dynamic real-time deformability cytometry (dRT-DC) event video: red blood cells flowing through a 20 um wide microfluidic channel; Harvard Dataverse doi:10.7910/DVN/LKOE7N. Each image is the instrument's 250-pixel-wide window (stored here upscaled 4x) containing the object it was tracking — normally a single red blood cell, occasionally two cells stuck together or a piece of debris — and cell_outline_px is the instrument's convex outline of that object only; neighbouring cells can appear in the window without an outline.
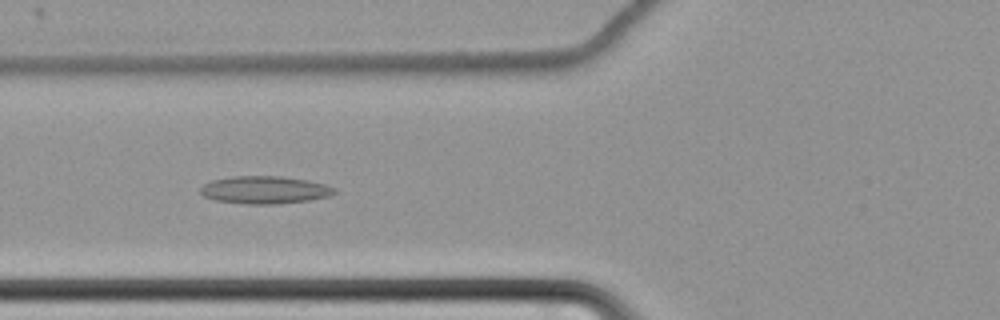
{"species": "common noctule bat (a hibernating species)", "species_latin": "Nyctalus noctula", "temperature_condition": "cold", "stored_images_in_passage": 65, "camera_frame_rate_fps": 3000, "um_per_image_px": 0.085, "animal": {"sex": "female", "body_mass_g": 22.7, "forearm_length_mm": 54.2}, "frame": {"image": 1, "passage_image": 29, "time_ms": 9.333, "image_size_px": [1000, 320], "cell_outline_px": [[336, 192], [328, 196], [308, 200], [276, 204], [244, 204], [216, 200], [204, 196], [200, 192], [200, 188], [204, 184], [212, 180], [232, 176], [280, 176], [308, 180], [324, 184], [336, 188]], "centroid_in_image_um": [22.49, 16.14], "position_along_channel_um": 103.3, "area_um2": 21.5}}
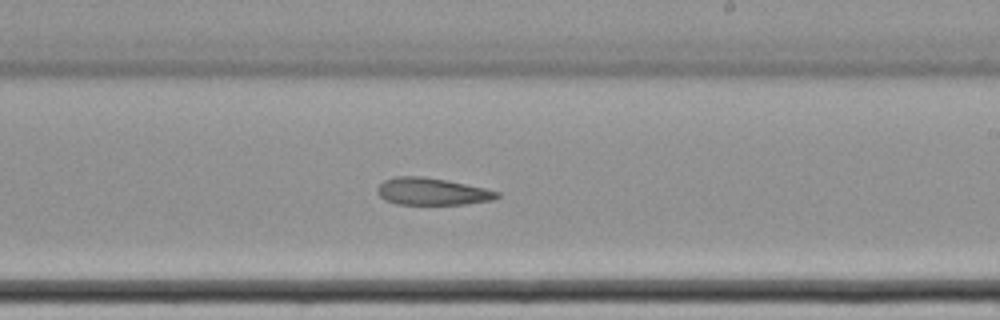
{"frame": {"image": 2, "passage_image": 42, "time_ms": 13.667, "image_size_px": [1000, 320], "cell_outline_px": [[500, 196], [496, 200], [464, 204], [396, 204], [384, 200], [376, 192], [376, 188], [384, 180], [396, 176], [424, 176], [484, 188], [500, 192]], "centroid_in_image_um": [36.71, 16.28], "position_along_channel_um": 252.3, "area_um2": 18.96}}
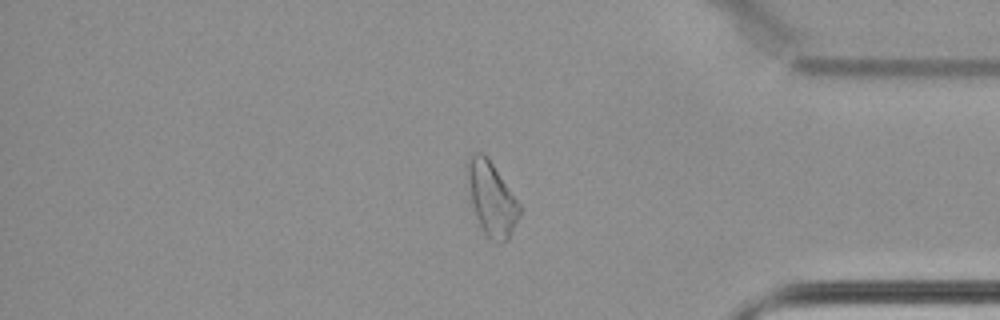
{"frame": {"image": 3, "passage_image": 56, "time_ms": 18.333, "image_size_px": [1000, 320], "cell_outline_px": [[520, 216], [508, 240], [500, 244], [496, 244], [484, 232], [476, 216], [472, 204], [468, 180], [468, 160], [476, 152], [484, 152], [488, 156], [520, 204]], "centroid_in_image_um": [41.82, 16.91], "position_along_channel_um": 393.4, "area_um2": 22.14}}